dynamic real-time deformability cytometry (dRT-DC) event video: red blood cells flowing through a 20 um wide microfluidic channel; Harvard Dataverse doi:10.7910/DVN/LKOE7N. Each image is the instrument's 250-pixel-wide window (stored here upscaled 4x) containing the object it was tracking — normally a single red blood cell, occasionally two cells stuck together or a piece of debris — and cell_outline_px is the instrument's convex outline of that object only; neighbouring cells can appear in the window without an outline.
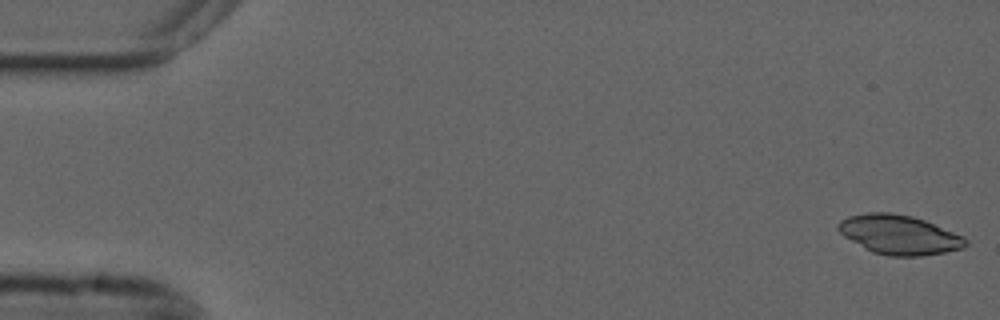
{"species": "common noctule bat (a hibernating species)", "species_latin": "Nyctalus noctula", "temperature_condition": "cold", "stored_images_in_passage": 35, "camera_frame_rate_fps": 3000, "um_per_image_px": 0.085, "animal": {"sex": "male", "forearm_length_mm": 52.5}, "frame": {"image": 1, "passage_image": 1, "time_ms": 0.0, "image_size_px": [1000, 320], "cell_outline_px": [[968, 244], [964, 248], [944, 252], [920, 256], [888, 256], [872, 252], [864, 248], [844, 236], [836, 228], [836, 224], [840, 220], [848, 216], [868, 212], [888, 212], [912, 216], [924, 220], [964, 236], [968, 240]], "centroid_in_image_um": [76.42, 19.95], "position_along_channel_um": 8.6, "area_um2": 29.3}}